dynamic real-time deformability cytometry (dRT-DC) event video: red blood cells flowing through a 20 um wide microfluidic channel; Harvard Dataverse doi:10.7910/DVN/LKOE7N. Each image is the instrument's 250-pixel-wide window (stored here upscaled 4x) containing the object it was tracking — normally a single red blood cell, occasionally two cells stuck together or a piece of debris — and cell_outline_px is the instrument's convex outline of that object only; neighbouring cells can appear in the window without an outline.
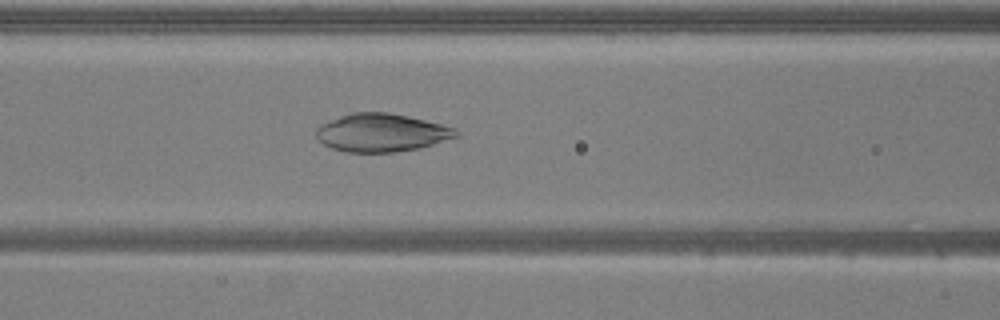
{"species": "common noctule bat (a hibernating species)", "species_latin": "Nyctalus noctula", "temperature_condition": "warm", "stored_images_in_passage": 51, "camera_frame_rate_fps": 3000, "um_per_image_px": 0.085, "animal": {"sex": "male", "body_mass_g": 20.5, "forearm_length_mm": 52.5}, "frame": {"image": 1, "passage_image": 20, "time_ms": 6.333, "image_size_px": [1000, 320], "cell_outline_px": [[460, 136], [420, 148], [396, 152], [348, 152], [332, 148], [324, 144], [316, 136], [316, 128], [320, 124], [340, 116], [352, 112], [388, 112], [408, 116], [456, 128], [460, 132]], "centroid_in_image_um": [32.45, 11.27], "position_along_channel_um": 134.2, "area_um2": 31.1}}
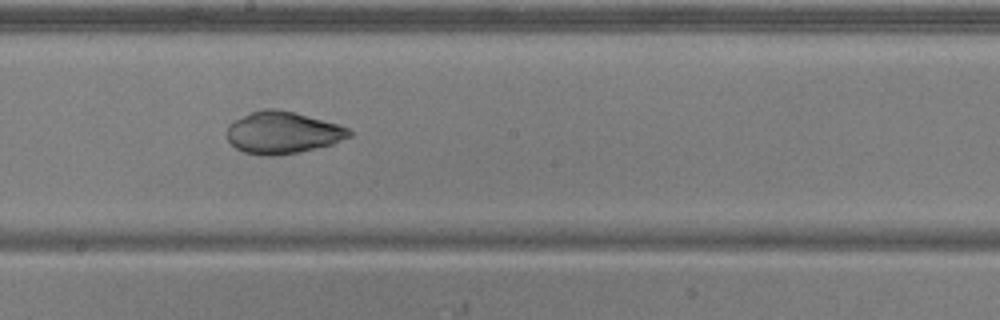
{"frame": {"image": 2, "passage_image": 27, "time_ms": 8.667, "image_size_px": [1000, 320], "cell_outline_px": [[352, 136], [332, 144], [296, 152], [276, 156], [268, 156], [244, 152], [236, 148], [228, 140], [228, 124], [252, 112], [264, 108], [280, 108], [296, 112], [340, 124], [348, 128], [352, 132]], "centroid_in_image_um": [24.06, 11.25], "position_along_channel_um": 224.1, "area_um2": 29.94}}
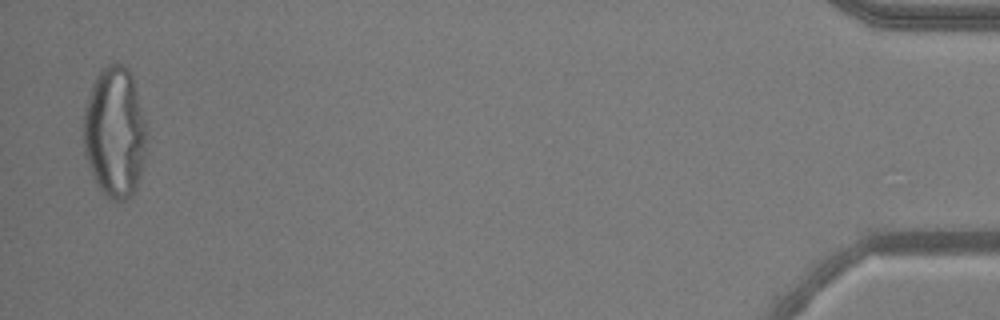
{"frame": {"image": 3, "passage_image": 50, "time_ms": 16.333, "image_size_px": [1000, 320], "cell_outline_px": [[144, 160], [140, 176], [136, 188], [124, 200], [112, 200], [104, 196], [92, 176], [84, 156], [84, 108], [92, 84], [96, 76], [108, 64], [120, 64], [128, 68], [132, 76], [144, 120]], "centroid_in_image_um": [9.71, 11.27], "position_along_channel_um": 425.5, "area_um2": 47.57}}